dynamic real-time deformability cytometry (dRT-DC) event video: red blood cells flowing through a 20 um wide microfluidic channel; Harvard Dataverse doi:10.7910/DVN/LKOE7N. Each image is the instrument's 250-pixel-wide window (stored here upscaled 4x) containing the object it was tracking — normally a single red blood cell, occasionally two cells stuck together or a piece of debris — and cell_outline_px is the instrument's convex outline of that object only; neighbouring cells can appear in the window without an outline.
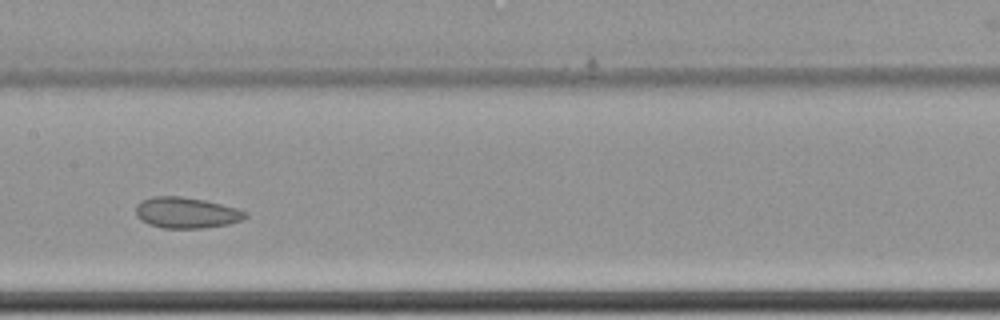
{"species": "common noctule bat (a hibernating species)", "species_latin": "Nyctalus noctula", "temperature_condition": "cold", "stored_images_in_passage": 12, "camera_frame_rate_fps": 3000, "um_per_image_px": 0.085, "animal": {"sex": "female", "body_mass_g": 22.7, "forearm_length_mm": 54.2}, "frame": {"image": 1, "passage_image": 6, "time_ms": 1.667, "image_size_px": [1000, 320], "cell_outline_px": [[248, 216], [240, 220], [228, 224], [200, 228], [164, 228], [148, 224], [140, 220], [136, 216], [136, 204], [140, 200], [152, 196], [180, 196], [204, 200], [236, 208], [248, 212]], "centroid_in_image_um": [15.79, 18.07], "position_along_channel_um": 191.6, "area_um2": 19.77}}
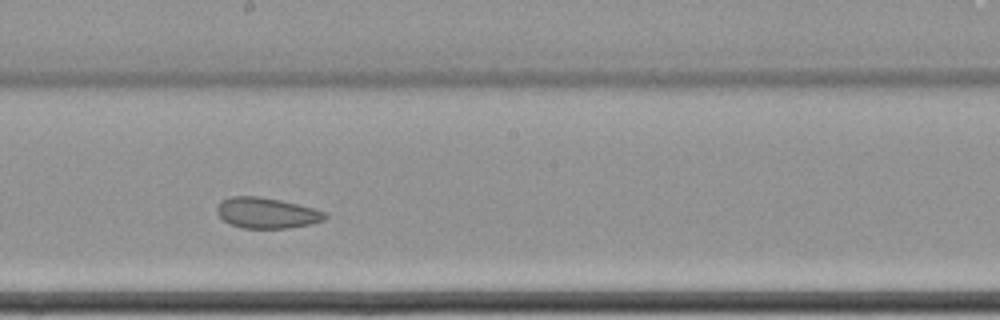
{"frame": {"image": 2, "passage_image": 7, "time_ms": 2.0, "image_size_px": [1000, 320], "cell_outline_px": [[328, 216], [324, 220], [312, 224], [288, 228], [244, 228], [232, 224], [224, 220], [216, 212], [216, 208], [220, 200], [232, 196], [260, 196], [280, 200], [328, 212]], "centroid_in_image_um": [22.68, 18.09], "position_along_channel_um": 225.5, "area_um2": 19.36}}
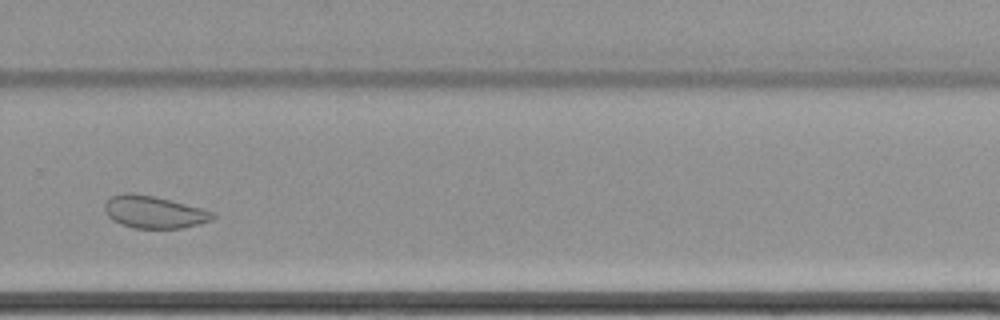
{"frame": {"image": 3, "passage_image": 9, "time_ms": 2.667, "image_size_px": [1000, 320], "cell_outline_px": [[216, 216], [212, 220], [180, 228], [132, 228], [120, 224], [112, 220], [108, 216], [104, 208], [104, 204], [112, 196], [124, 192], [128, 192], [152, 196], [216, 212]], "centroid_in_image_um": [13.06, 18.03], "position_along_channel_um": 316.7, "area_um2": 20.11}}